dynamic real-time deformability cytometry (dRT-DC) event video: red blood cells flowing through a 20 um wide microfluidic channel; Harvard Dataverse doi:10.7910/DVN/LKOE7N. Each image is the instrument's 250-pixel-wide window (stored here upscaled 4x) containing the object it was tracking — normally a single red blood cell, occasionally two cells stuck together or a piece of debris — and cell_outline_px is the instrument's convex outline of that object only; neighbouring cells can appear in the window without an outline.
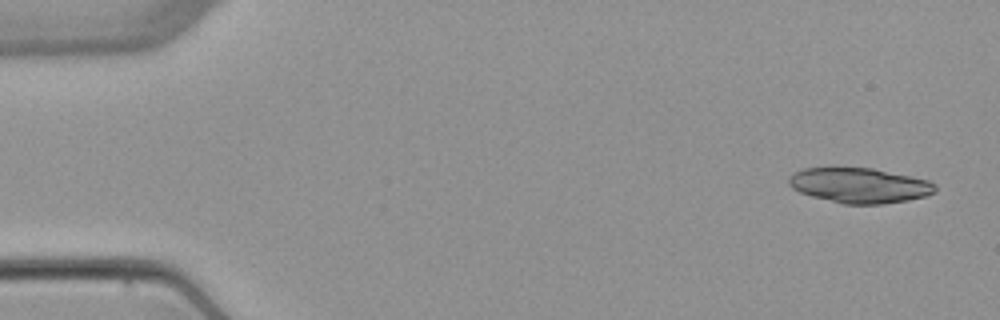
{"species": "common noctule bat (a hibernating species)", "species_latin": "Nyctalus noctula", "temperature_condition": "warm", "stored_images_in_passage": 5, "camera_frame_rate_fps": 3000, "um_per_image_px": 0.085, "animal": {"sex": "female", "body_mass_g": 22.7, "forearm_length_mm": 54.2}, "frame": {"image": 1, "passage_image": 1, "time_ms": 0.0, "image_size_px": [1000, 320], "cell_outline_px": [[936, 192], [928, 196], [908, 200], [884, 204], [844, 204], [812, 196], [800, 192], [792, 188], [788, 184], [788, 176], [804, 168], [872, 168], [928, 180], [936, 184]], "centroid_in_image_um": [73.08, 15.77], "position_along_channel_um": 11.9, "area_um2": 29.88}}